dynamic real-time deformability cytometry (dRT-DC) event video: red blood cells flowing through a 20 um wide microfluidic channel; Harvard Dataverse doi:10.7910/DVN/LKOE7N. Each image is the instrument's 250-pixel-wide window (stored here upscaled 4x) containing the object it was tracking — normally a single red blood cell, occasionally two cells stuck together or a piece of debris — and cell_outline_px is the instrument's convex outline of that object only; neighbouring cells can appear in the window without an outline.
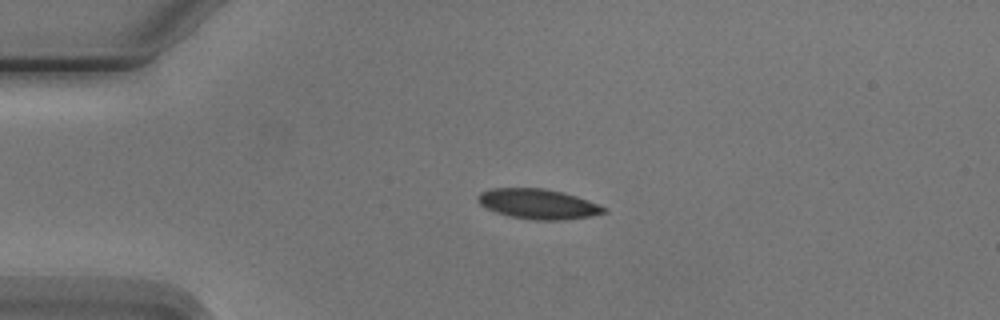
{"species": "Egyptian fruit bat (a non-hibernating species)", "species_latin": "Rousettus aegyptiacus", "temperature_condition": "cold", "stored_images_in_passage": 3, "camera_frame_rate_fps": 3000, "um_per_image_px": 0.085, "animal": {"sex": "male"}, "frame": {"image": 1, "passage_image": 2, "time_ms": 2.333, "image_size_px": [1000, 320], "cell_outline_px": [[608, 212], [592, 216], [560, 220], [532, 220], [508, 216], [496, 212], [480, 204], [476, 200], [476, 196], [480, 192], [492, 188], [544, 188], [576, 196], [588, 200], [608, 208]], "centroid_in_image_um": [45.74, 17.34], "position_along_channel_um": 39.3, "area_um2": 22.14}}